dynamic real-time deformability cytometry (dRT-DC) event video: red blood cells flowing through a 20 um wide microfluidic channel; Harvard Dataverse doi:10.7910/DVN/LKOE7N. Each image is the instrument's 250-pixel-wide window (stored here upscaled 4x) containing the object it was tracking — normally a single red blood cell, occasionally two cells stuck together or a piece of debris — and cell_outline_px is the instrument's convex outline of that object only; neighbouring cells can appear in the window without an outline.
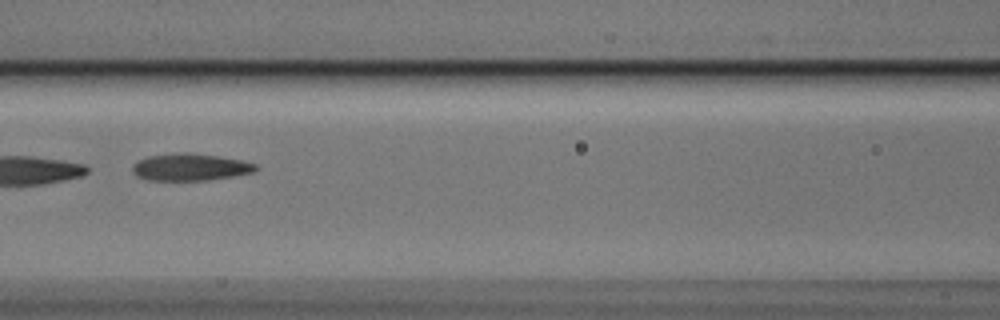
{"species": "Egyptian fruit bat (a non-hibernating species)", "species_latin": "Rousettus aegyptiacus", "temperature_condition": "cold", "stored_images_in_passage": 10, "camera_frame_rate_fps": 3000, "um_per_image_px": 0.085, "animal": {"sex": "male"}, "frame": {"image": 1, "passage_image": 7, "time_ms": 2.0, "image_size_px": [1000, 320], "cell_outline_px": [[260, 168], [256, 172], [208, 180], [148, 180], [136, 176], [132, 172], [132, 164], [148, 156], [184, 152], [188, 152], [216, 156], [240, 160], [256, 164]], "centroid_in_image_um": [16.17, 14.21], "position_along_channel_um": 150.4, "area_um2": 19.42}}
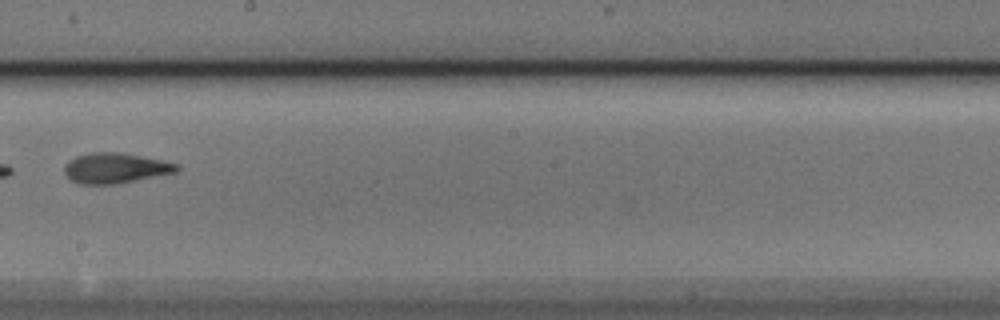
{"frame": {"image": 2, "passage_image": 9, "time_ms": 2.667, "image_size_px": [1000, 320], "cell_outline_px": [[180, 168], [176, 172], [116, 184], [80, 184], [72, 180], [64, 172], [64, 164], [68, 160], [76, 156], [92, 152], [120, 152], [164, 160], [180, 164]], "centroid_in_image_um": [9.81, 14.27], "position_along_channel_um": 238.4, "area_um2": 19.94}}
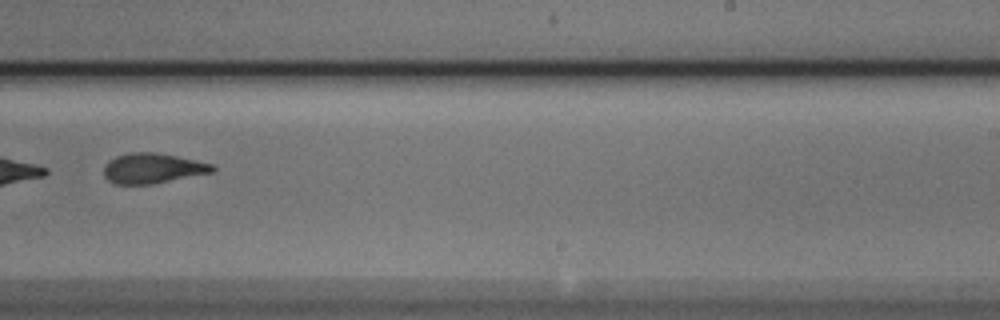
{"frame": {"image": 3, "passage_image": 10, "time_ms": 3.0, "image_size_px": [1000, 320], "cell_outline_px": [[216, 168], [212, 172], [152, 184], [116, 184], [108, 180], [104, 176], [104, 164], [108, 160], [116, 156], [128, 152], [156, 152], [176, 156], [212, 164]], "centroid_in_image_um": [12.92, 14.3], "position_along_channel_um": 276.1, "area_um2": 19.02}}